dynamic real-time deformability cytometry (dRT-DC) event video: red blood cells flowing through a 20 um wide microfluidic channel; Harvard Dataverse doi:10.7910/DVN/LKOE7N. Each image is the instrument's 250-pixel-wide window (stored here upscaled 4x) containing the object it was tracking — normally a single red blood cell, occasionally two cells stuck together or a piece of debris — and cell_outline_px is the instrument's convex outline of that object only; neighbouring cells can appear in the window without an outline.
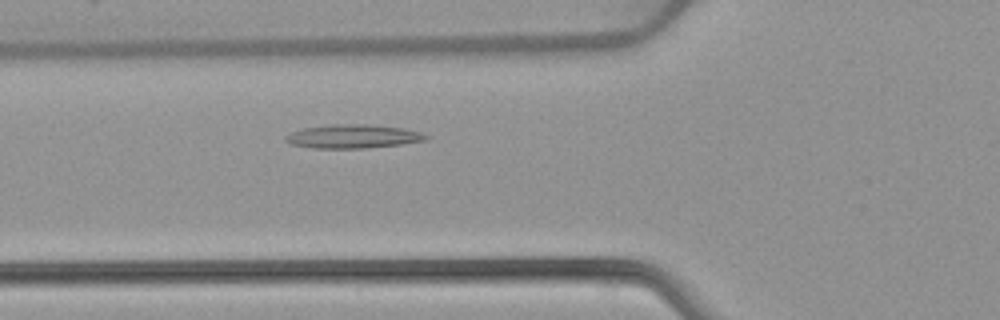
{"species": "common noctule bat (a hibernating species)", "species_latin": "Nyctalus noctula", "temperature_condition": "warm", "stored_images_in_passage": 38, "camera_frame_rate_fps": 3000, "um_per_image_px": 0.085, "animal": {"sex": "female", "body_mass_g": 22.7, "forearm_length_mm": 54.2}, "frame": {"image": 1, "passage_image": 5, "time_ms": 1.333, "image_size_px": [1000, 320], "cell_outline_px": [[428, 140], [400, 144], [368, 148], [312, 148], [292, 144], [284, 140], [284, 136], [292, 132], [304, 128], [328, 124], [364, 124], [404, 128], [420, 132], [428, 136]], "centroid_in_image_um": [29.99, 11.59], "position_along_channel_um": 95.8, "area_um2": 19.36}}
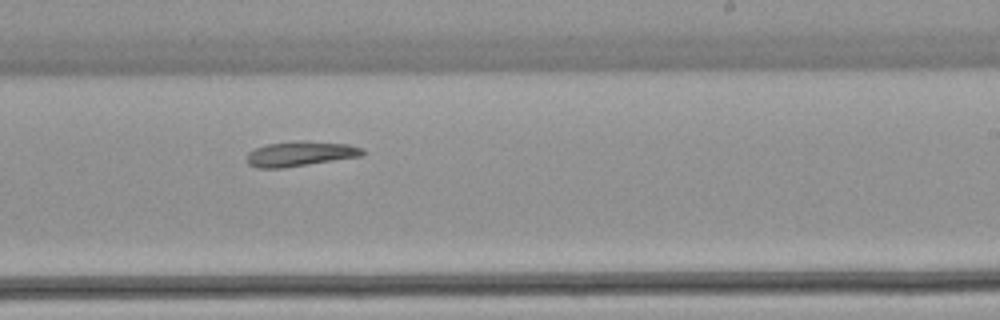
{"frame": {"image": 2, "passage_image": 18, "time_ms": 5.667, "image_size_px": [1000, 320], "cell_outline_px": [[364, 156], [280, 168], [256, 168], [248, 164], [248, 152], [256, 148], [268, 144], [296, 140], [304, 140], [348, 144], [364, 148]], "centroid_in_image_um": [25.56, 13.06], "position_along_channel_um": 263.4, "area_um2": 16.88}}
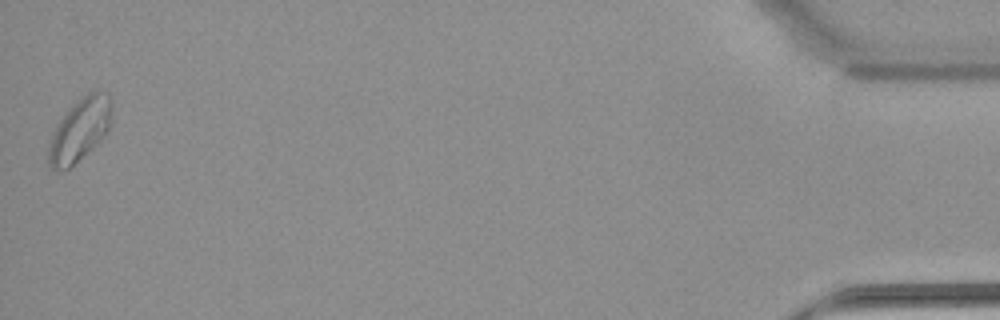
{"frame": {"image": 3, "passage_image": 38, "time_ms": 12.333, "image_size_px": [1000, 320], "cell_outline_px": [[112, 124], [104, 136], [92, 148], [68, 168], [52, 168], [48, 164], [48, 144], [60, 120], [68, 108], [88, 92], [96, 88], [100, 88], [108, 92], [112, 100]], "centroid_in_image_um": [6.85, 10.94], "position_along_channel_um": 428.4, "area_um2": 23.24}, "authors_computed_cell_mechanics": {"area_um2": 17.6868, "velocity_mm_per_s": 3.8689, "shape_relaxation_time_tau1_ms": null, "shape_relaxation_time_tau2_ms": 10.5005, "deformation_change_tau1": null, "deformation_change_tau2": 0.1928}}